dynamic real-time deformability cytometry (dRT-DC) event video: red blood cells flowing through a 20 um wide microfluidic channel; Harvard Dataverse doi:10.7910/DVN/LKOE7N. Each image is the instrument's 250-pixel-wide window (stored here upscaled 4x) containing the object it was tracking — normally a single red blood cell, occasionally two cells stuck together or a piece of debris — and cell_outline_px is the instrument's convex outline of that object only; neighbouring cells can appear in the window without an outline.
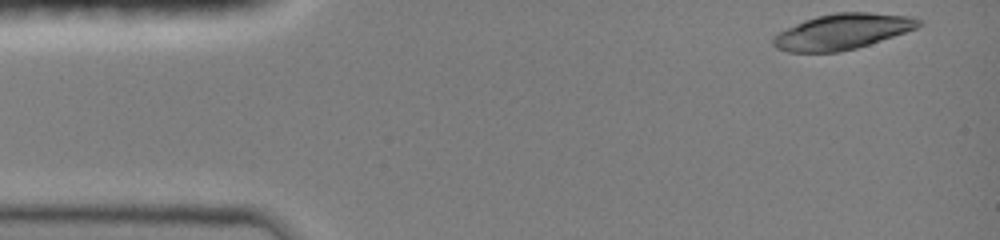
{"species": "common noctule bat (a hibernating species)", "species_latin": "Nyctalus noctula", "temperature_condition": "room temperature", "stored_images_in_passage": 41, "camera_frame_rate_fps": 3000, "um_per_image_px": 0.085, "animal": {"sex": "female", "body_mass_g": 19.0, "forearm_length_mm": 51.5}, "frame": {"image": 1, "passage_image": 1, "time_ms": 0.0, "image_size_px": [1000, 240], "cell_outline_px": [[920, 24], [916, 28], [856, 48], [840, 52], [788, 52], [776, 48], [772, 44], [772, 40], [780, 32], [804, 20], [816, 16], [836, 12], [868, 12], [908, 16], [920, 20]], "centroid_in_image_um": [71.56, 2.69], "position_along_channel_um": 13.4, "area_um2": 29.65}}
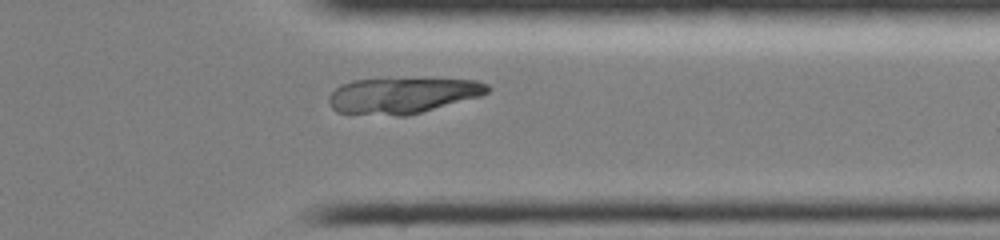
{"frame": {"image": 2, "passage_image": 35, "time_ms": 11.333, "image_size_px": [1000, 240], "cell_outline_px": [[492, 88], [488, 92], [480, 96], [420, 112], [404, 116], [396, 116], [336, 112], [328, 104], [328, 96], [340, 84], [352, 80], [388, 76], [476, 80], [488, 84]], "centroid_in_image_um": [34.18, 8.06], "position_along_channel_um": 377.2, "area_um2": 34.28}}
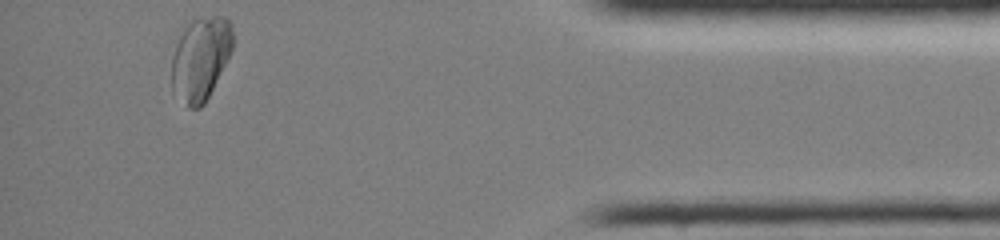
{"frame": {"image": 3, "passage_image": 41, "time_ms": 13.333, "image_size_px": [1000, 240], "cell_outline_px": [[232, 48], [204, 104], [200, 108], [188, 108], [172, 92], [172, 56], [176, 44], [184, 28], [192, 16], [224, 16], [232, 24]], "centroid_in_image_um": [17.01, 4.94], "position_along_channel_um": 418.2, "area_um2": 29.71}}